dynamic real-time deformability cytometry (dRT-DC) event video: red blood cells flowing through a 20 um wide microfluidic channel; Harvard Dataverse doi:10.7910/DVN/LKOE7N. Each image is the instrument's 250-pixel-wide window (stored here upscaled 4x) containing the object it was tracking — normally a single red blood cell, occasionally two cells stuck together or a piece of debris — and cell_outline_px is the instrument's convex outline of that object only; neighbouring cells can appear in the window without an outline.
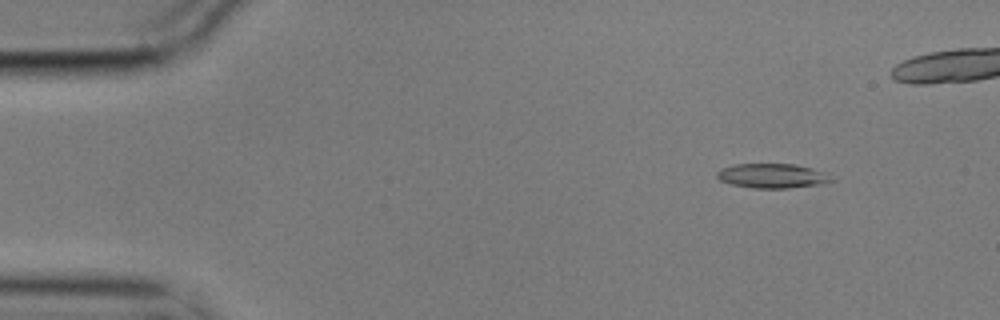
{"species": "common noctule bat (a hibernating species)", "species_latin": "Nyctalus noctula", "temperature_condition": "cold", "stored_images_in_passage": 8, "segment_of_instrument_passage": [1, 2], "camera_frame_rate_fps": 3000, "um_per_image_px": 0.085, "animal": {"sex": "male", "body_mass_g": 17.9}, "frame": {"image": 1, "passage_image": 2, "time_ms": 0.333, "image_size_px": [1000, 320], "cell_outline_px": [[836, 180], [820, 184], [788, 188], [752, 188], [732, 184], [720, 180], [716, 176], [716, 172], [720, 168], [732, 164], [796, 164], [812, 168], [824, 172]], "centroid_in_image_um": [65.62, 14.94], "position_along_channel_um": 19.4, "area_um2": 16.42}}
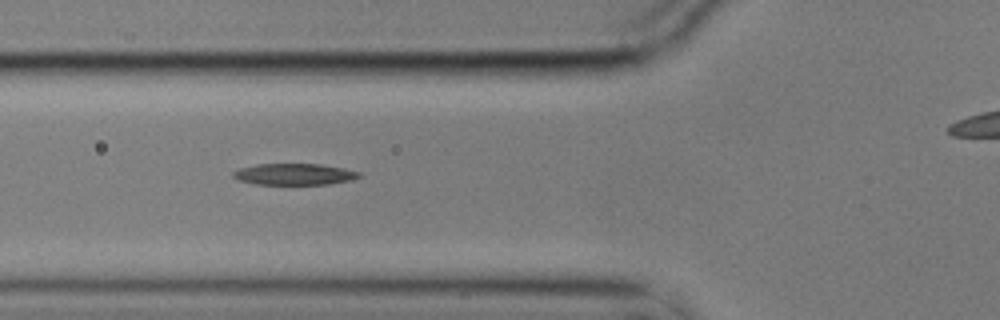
{"frame": {"image": 2, "passage_image": 6, "time_ms": 1.667, "image_size_px": [1000, 320], "cell_outline_px": [[360, 176], [352, 180], [328, 184], [256, 184], [240, 180], [232, 176], [232, 172], [240, 168], [256, 164], [320, 164], [344, 168], [360, 172]], "centroid_in_image_um": [25.02, 14.8], "position_along_channel_um": 100.8, "area_um2": 15.61}}
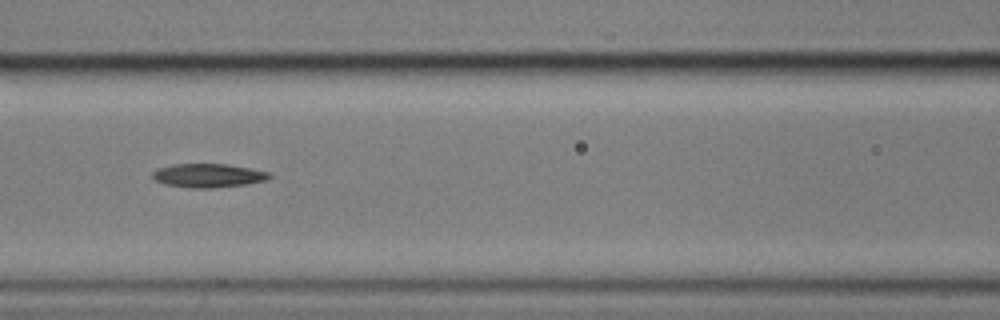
{"frame": {"image": 3, "passage_image": 7, "time_ms": 2.0, "image_size_px": [1000, 320], "cell_outline_px": [[272, 176], [264, 180], [248, 184], [212, 188], [192, 188], [164, 184], [156, 180], [152, 176], [152, 172], [156, 168], [172, 164], [224, 164], [272, 172]], "centroid_in_image_um": [17.68, 14.92], "position_along_channel_um": 148.9, "area_um2": 16.18}}